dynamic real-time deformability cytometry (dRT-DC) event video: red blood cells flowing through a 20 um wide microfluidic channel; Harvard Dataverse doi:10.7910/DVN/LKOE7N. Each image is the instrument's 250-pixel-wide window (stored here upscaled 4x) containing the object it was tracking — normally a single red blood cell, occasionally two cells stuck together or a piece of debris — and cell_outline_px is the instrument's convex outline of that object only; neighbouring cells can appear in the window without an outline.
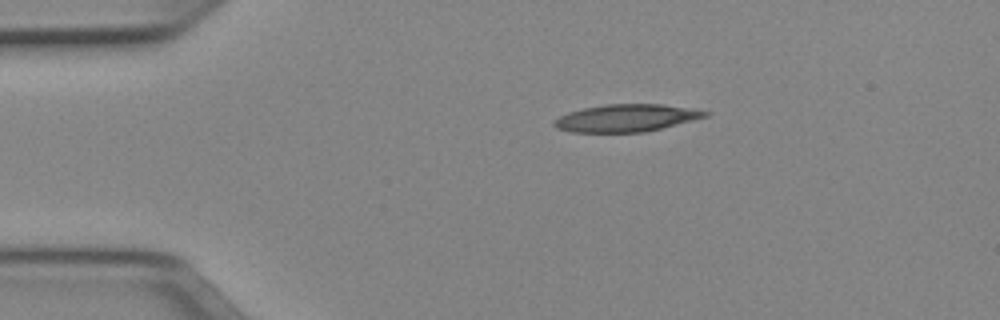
{"species": "Egyptian fruit bat (a non-hibernating species)", "species_latin": "Rousettus aegyptiacus", "temperature_condition": "cold", "stored_images_in_passage": 42, "camera_frame_rate_fps": 3000, "um_per_image_px": 0.085, "animal": {"sex": "female"}, "frame": {"image": 1, "passage_image": 1, "time_ms": 0.0, "image_size_px": [1000, 320], "cell_outline_px": [[712, 112], [708, 116], [644, 132], [572, 132], [556, 128], [552, 124], [552, 120], [568, 112], [584, 108], [604, 104], [660, 104], [688, 108]], "centroid_in_image_um": [53.18, 10.03], "position_along_channel_um": 31.8, "area_um2": 23.93}}
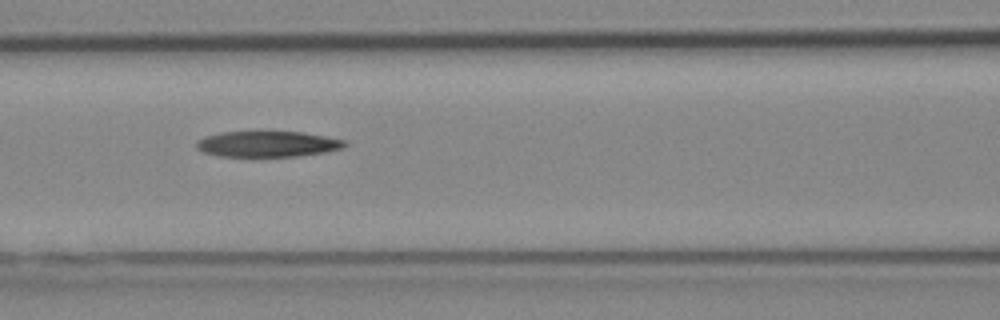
{"frame": {"image": 2, "passage_image": 13, "time_ms": 4.0, "image_size_px": [1000, 320], "cell_outline_px": [[348, 144], [344, 148], [324, 152], [300, 156], [220, 156], [204, 152], [196, 148], [196, 140], [204, 136], [220, 132], [304, 132], [348, 140]], "centroid_in_image_um": [22.78, 12.23], "position_along_channel_um": 143.8, "area_um2": 22.43}}
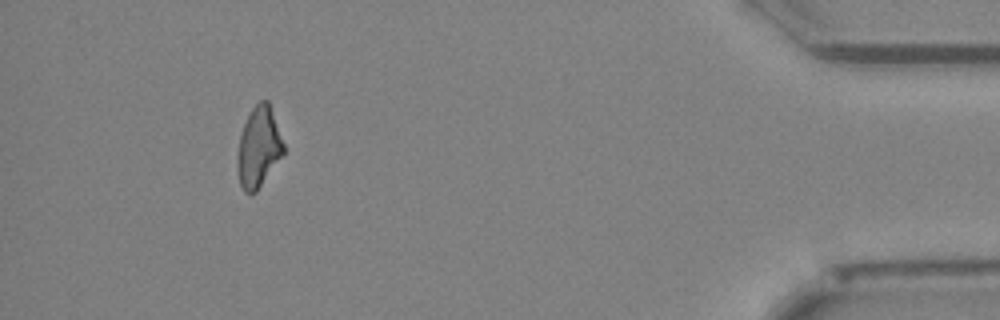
{"frame": {"image": 3, "passage_image": 38, "time_ms": 12.333, "image_size_px": [1000, 320], "cell_outline_px": [[284, 152], [256, 192], [252, 196], [244, 192], [240, 184], [236, 160], [240, 136], [244, 124], [252, 108], [260, 100], [268, 100], [284, 144]], "centroid_in_image_um": [21.97, 12.54], "position_along_channel_um": 413.2, "area_um2": 21.39}}